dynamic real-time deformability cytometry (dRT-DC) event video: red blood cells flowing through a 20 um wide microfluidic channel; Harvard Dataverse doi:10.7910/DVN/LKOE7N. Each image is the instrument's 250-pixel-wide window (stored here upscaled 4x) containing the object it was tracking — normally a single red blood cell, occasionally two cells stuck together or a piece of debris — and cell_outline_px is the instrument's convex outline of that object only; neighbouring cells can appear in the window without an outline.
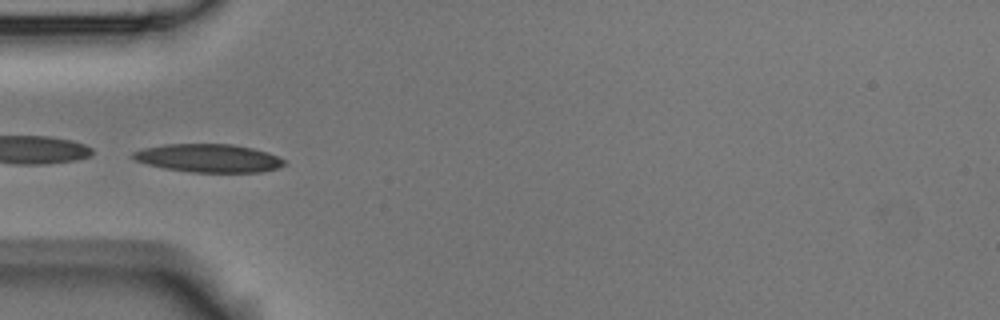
{"species": "Egyptian fruit bat (a non-hibernating species)", "species_latin": "Rousettus aegyptiacus", "temperature_condition": "room temperature", "stored_images_in_passage": 8, "camera_frame_rate_fps": 3000, "um_per_image_px": 0.085, "animal": {"sex": "male"}, "frame": {"image": 1, "passage_image": 5, "time_ms": 1.333, "image_size_px": [1000, 320], "cell_outline_px": [[288, 164], [276, 168], [260, 172], [192, 172], [164, 168], [132, 160], [128, 156], [132, 152], [144, 148], [164, 144], [232, 144], [252, 148], [268, 152], [288, 160]], "centroid_in_image_um": [17.73, 13.44], "position_along_channel_um": 67.3, "area_um2": 25.14}}
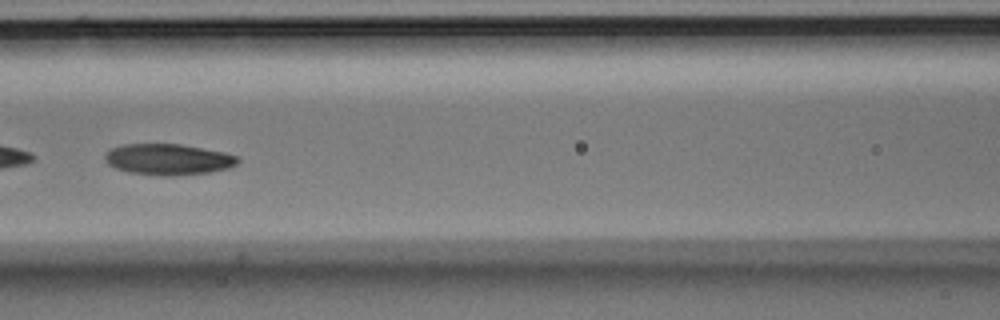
{"frame": {"image": 2, "passage_image": 7, "time_ms": 2.0, "image_size_px": [1000, 320], "cell_outline_px": [[240, 160], [236, 164], [228, 168], [208, 172], [172, 176], [160, 176], [128, 172], [116, 168], [108, 164], [104, 160], [104, 156], [112, 148], [124, 144], [180, 144], [224, 152], [240, 156]], "centroid_in_image_um": [14.3, 13.55], "position_along_channel_um": 152.3, "area_um2": 24.04}}
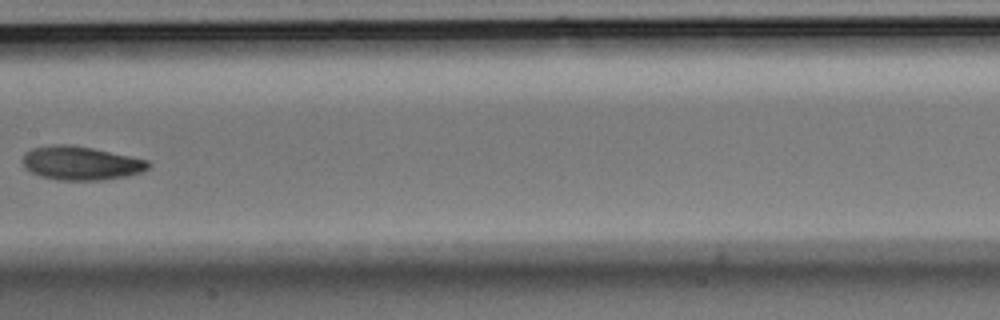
{"frame": {"image": 3, "passage_image": 8, "time_ms": 2.333, "image_size_px": [1000, 320], "cell_outline_px": [[152, 164], [148, 168], [140, 172], [128, 176], [104, 180], [56, 180], [40, 176], [24, 168], [24, 156], [32, 148], [52, 144], [68, 144], [92, 148], [148, 160]], "centroid_in_image_um": [6.89, 13.87], "position_along_channel_um": 200.5, "area_um2": 24.62}}